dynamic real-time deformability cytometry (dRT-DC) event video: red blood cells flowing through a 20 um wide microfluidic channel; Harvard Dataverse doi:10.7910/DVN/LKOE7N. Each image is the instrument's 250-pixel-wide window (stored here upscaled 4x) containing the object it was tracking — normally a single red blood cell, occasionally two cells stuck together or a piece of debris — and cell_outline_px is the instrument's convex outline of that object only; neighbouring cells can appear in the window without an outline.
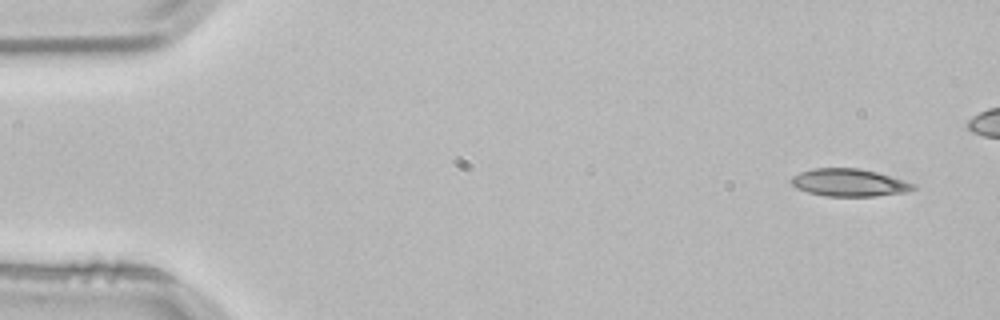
{"species": "common noctule bat (a hibernating species)", "species_latin": "Nyctalus noctula", "temperature_condition": "room temperature", "stored_images_in_passage": 3, "camera_frame_rate_fps": 3000, "um_per_image_px": 0.085, "animal": {"sex": "male", "body_mass_g": 21.5, "forearm_length_mm": 52.0}, "frame": {"image": 1, "passage_image": 1, "time_ms": 0.0, "image_size_px": [1000, 320], "cell_outline_px": [[916, 188], [904, 192], [872, 196], [824, 196], [808, 192], [796, 188], [792, 184], [792, 176], [800, 172], [812, 168], [856, 168], [876, 172], [904, 180], [916, 184]], "centroid_in_image_um": [72.16, 15.52], "position_along_channel_um": 12.8, "area_um2": 19.42}}